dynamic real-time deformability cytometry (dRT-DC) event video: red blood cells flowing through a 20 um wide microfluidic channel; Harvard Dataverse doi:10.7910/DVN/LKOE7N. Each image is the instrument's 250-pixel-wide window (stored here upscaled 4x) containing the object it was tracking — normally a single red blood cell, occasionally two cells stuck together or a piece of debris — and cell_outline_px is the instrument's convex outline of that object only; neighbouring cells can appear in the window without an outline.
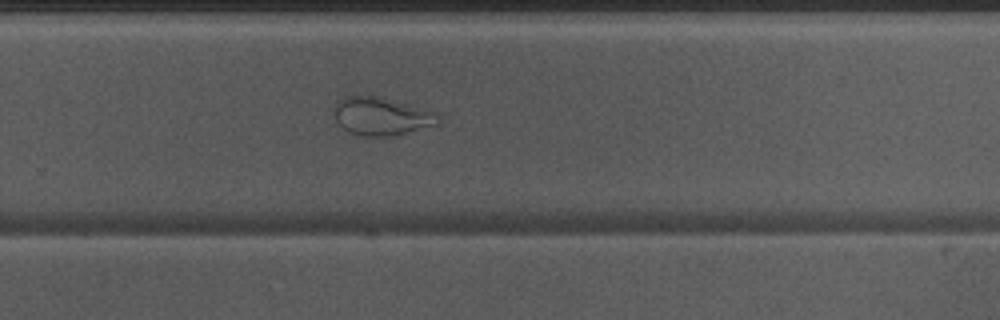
{"species": "Egyptian fruit bat (a non-hibernating species)", "species_latin": "Rousettus aegyptiacus", "temperature_condition": "warm", "stored_images_in_passage": 42, "camera_frame_rate_fps": 3000, "um_per_image_px": 0.085, "animal": {"sex": "male"}, "frame": {"image": 1, "passage_image": 24, "time_ms": 7.667, "image_size_px": [1000, 320], "cell_outline_px": [[440, 124], [396, 136], [364, 136], [348, 132], [336, 120], [336, 100], [344, 96], [376, 96], [408, 104], [436, 112], [440, 116]], "centroid_in_image_um": [32.47, 9.9], "position_along_channel_um": 297.3, "area_um2": 23.06}, "authors_computed_cell_mechanics": {"area_um2": 29.7092, "velocity_mm_per_s": 4.0687, "shape_relaxation_time_tau1_ms": null, "shape_relaxation_time_tau2_ms": 1.2731, "deformation_change_tau1": null, "deformation_change_tau2": 0.072}}